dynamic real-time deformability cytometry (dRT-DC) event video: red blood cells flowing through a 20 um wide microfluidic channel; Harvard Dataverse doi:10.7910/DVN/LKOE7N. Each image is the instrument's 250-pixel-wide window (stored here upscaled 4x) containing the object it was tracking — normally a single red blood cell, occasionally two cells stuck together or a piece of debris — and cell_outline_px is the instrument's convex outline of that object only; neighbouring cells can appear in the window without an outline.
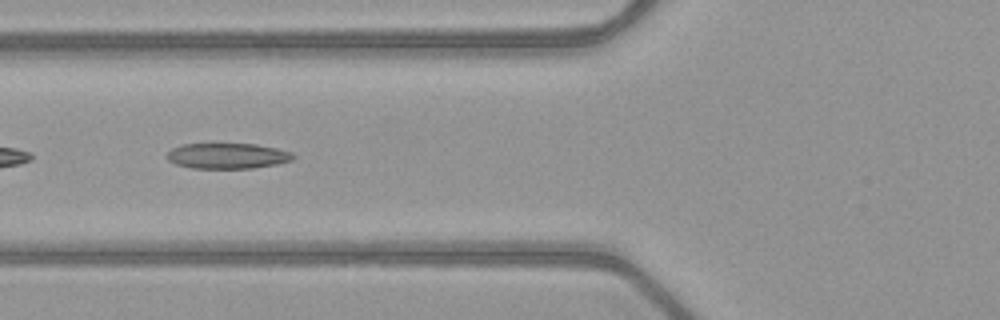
{"species": "common noctule bat (a hibernating species)", "species_latin": "Nyctalus noctula", "temperature_condition": "warm", "stored_images_in_passage": 51, "camera_frame_rate_fps": 3000, "um_per_image_px": 0.085, "animal": {"sex": "female", "body_mass_g": 21.9}, "frame": {"image": 1, "passage_image": 20, "time_ms": 6.333, "image_size_px": [1000, 320], "cell_outline_px": [[296, 156], [292, 160], [276, 164], [252, 168], [192, 168], [176, 164], [168, 160], [168, 152], [172, 148], [180, 144], [256, 144], [276, 148], [292, 152]], "centroid_in_image_um": [19.35, 13.24], "position_along_channel_um": 106.5, "area_um2": 18.73}}
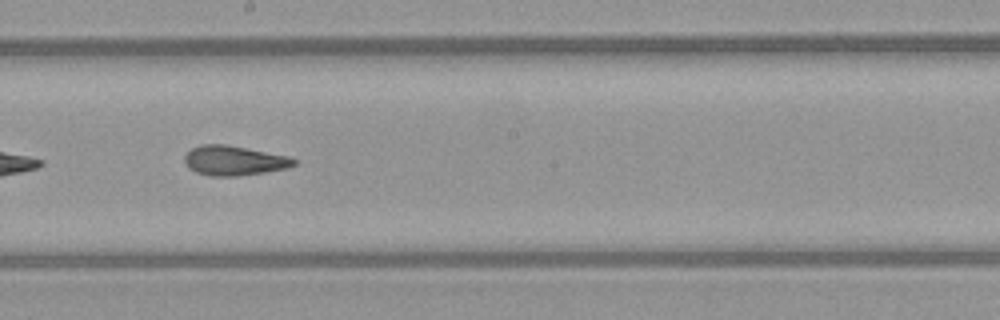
{"frame": {"image": 2, "passage_image": 29, "time_ms": 9.333, "image_size_px": [1000, 320], "cell_outline_px": [[296, 164], [288, 168], [264, 172], [236, 176], [208, 176], [196, 172], [188, 168], [184, 160], [184, 156], [192, 148], [200, 144], [228, 144], [288, 156], [296, 160]], "centroid_in_image_um": [19.87, 13.64], "position_along_channel_um": 228.3, "area_um2": 19.02}}
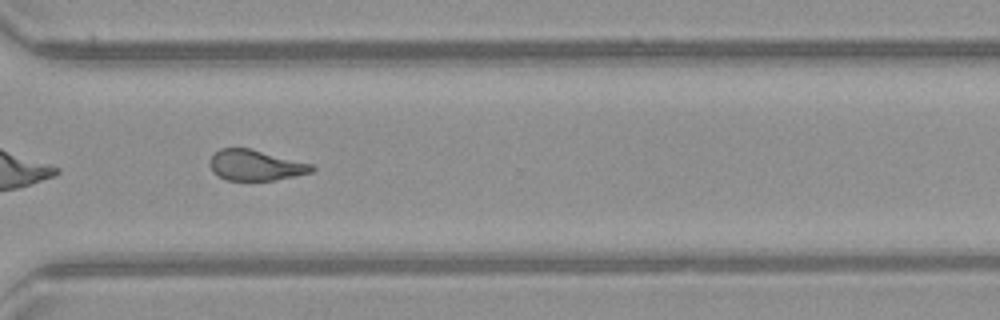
{"frame": {"image": 3, "passage_image": 38, "time_ms": 12.333, "image_size_px": [1000, 320], "cell_outline_px": [[316, 168], [312, 172], [276, 180], [228, 180], [212, 172], [208, 164], [208, 160], [220, 148], [252, 148], [312, 164]], "centroid_in_image_um": [21.71, 14.03], "position_along_channel_um": 348.9, "area_um2": 18.32}, "authors_computed_cell_mechanics": {"area_um2": 19.5364, "velocity_mm_per_s": 4.0343, "shape_relaxation_time_tau1_ms": 11.0762, "shape_relaxation_time_tau2_ms": 1.4606, "deformation_change_tau1": 0.2705, "deformation_change_tau2": 0.0936}}